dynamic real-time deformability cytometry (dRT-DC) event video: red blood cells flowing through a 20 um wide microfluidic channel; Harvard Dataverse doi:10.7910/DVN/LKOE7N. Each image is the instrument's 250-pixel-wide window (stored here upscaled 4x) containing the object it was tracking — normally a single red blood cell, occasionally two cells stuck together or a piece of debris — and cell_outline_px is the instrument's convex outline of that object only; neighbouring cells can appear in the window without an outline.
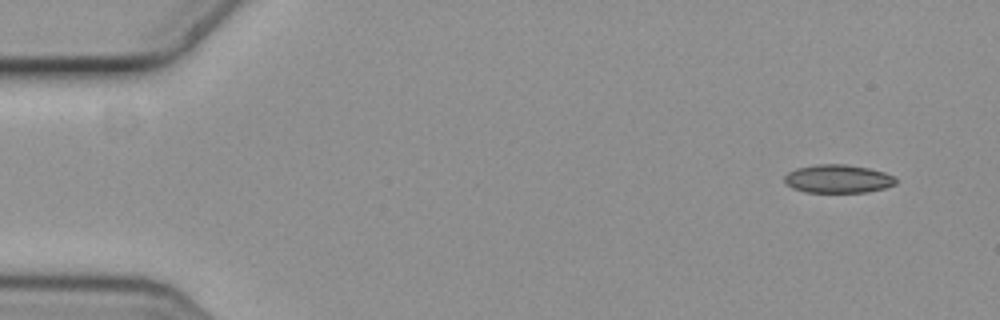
{"species": "common noctule bat (a hibernating species)", "species_latin": "Nyctalus noctula", "temperature_condition": "cold", "stored_images_in_passage": 3, "camera_frame_rate_fps": 3000, "um_per_image_px": 0.085, "animal": {"sex": "female", "body_mass_g": 19.3, "forearm_length_mm": 54.1}, "frame": {"image": 1, "passage_image": 1, "time_ms": 0.0, "image_size_px": [1000, 320], "cell_outline_px": [[896, 184], [884, 188], [868, 192], [804, 192], [792, 188], [784, 180], [784, 176], [788, 172], [796, 168], [820, 164], [844, 164], [868, 168], [884, 172], [896, 176]], "centroid_in_image_um": [71.24, 15.2], "position_along_channel_um": 13.8, "area_um2": 18.38}}